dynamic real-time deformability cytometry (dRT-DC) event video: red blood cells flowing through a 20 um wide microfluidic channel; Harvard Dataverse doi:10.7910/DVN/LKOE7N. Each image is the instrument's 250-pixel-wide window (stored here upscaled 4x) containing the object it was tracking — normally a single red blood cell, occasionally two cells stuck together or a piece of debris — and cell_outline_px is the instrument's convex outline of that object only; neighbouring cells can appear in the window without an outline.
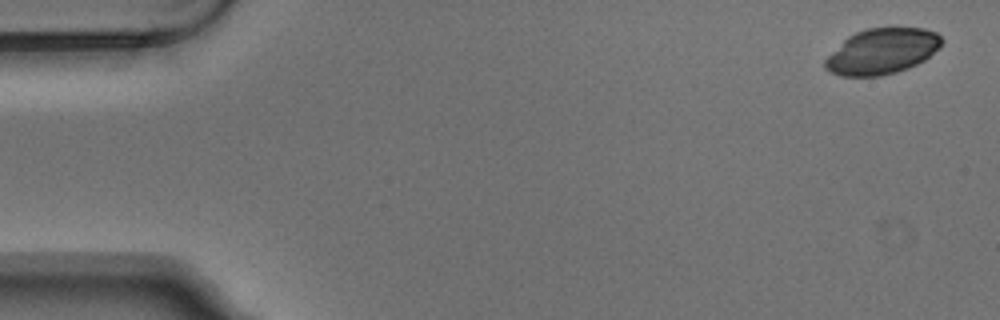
{"species": "Egyptian fruit bat (a non-hibernating species)", "species_latin": "Rousettus aegyptiacus", "temperature_condition": "warm", "stored_images_in_passage": 4, "camera_frame_rate_fps": 3000, "um_per_image_px": 0.085, "animal": {"sex": "male"}, "frame": {"image": 1, "passage_image": 1, "time_ms": 0.0, "image_size_px": [1000, 320], "cell_outline_px": [[944, 40], [940, 48], [924, 60], [908, 68], [896, 72], [880, 76], [840, 76], [824, 68], [824, 60], [848, 36], [856, 32], [868, 28], [924, 28], [936, 32]], "centroid_in_image_um": [74.99, 4.36], "position_along_channel_um": 10.0, "area_um2": 30.92}}
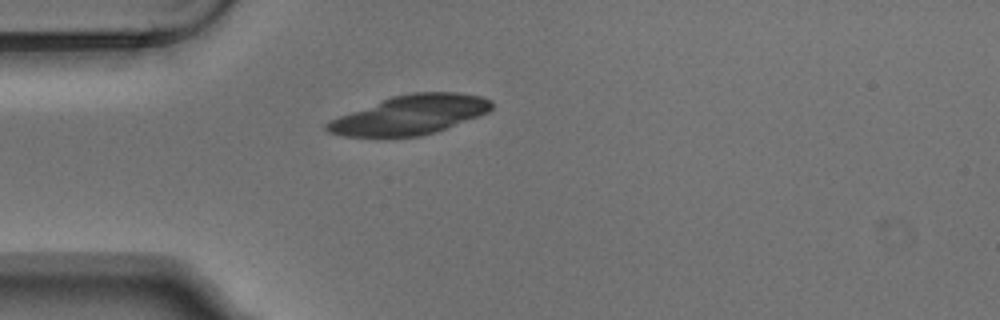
{"frame": {"image": 2, "passage_image": 4, "time_ms": 1.0, "image_size_px": [1000, 320], "cell_outline_px": [[492, 108], [488, 112], [480, 116], [436, 132], [420, 136], [344, 136], [328, 132], [324, 128], [324, 124], [328, 120], [392, 96], [412, 92], [456, 92], [480, 96], [492, 100]], "centroid_in_image_um": [34.87, 9.76], "position_along_channel_um": 50.1, "area_um2": 37.51}}